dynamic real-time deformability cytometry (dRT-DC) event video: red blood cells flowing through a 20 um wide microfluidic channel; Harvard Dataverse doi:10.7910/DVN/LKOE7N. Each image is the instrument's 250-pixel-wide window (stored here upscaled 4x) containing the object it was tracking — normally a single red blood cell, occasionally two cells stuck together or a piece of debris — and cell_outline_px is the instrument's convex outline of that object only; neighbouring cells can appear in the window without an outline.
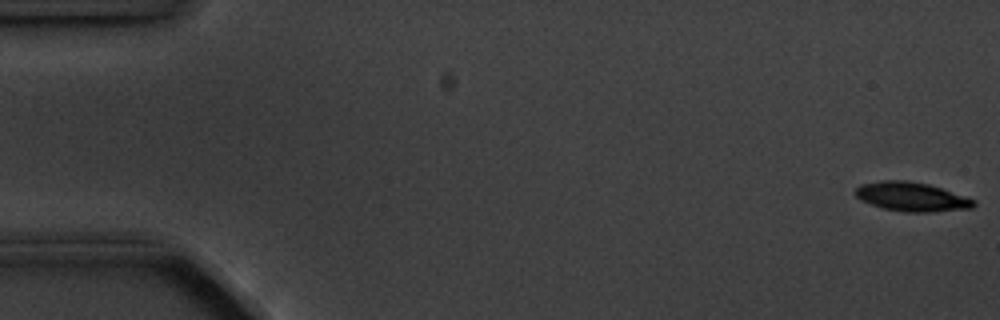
{"species": "common noctule bat (a hibernating species)", "species_latin": "Nyctalus noctula", "temperature_condition": "cold", "stored_images_in_passage": 5, "camera_frame_rate_fps": 3000, "um_per_image_px": 0.085, "animal": {"sex": "male", "body_mass_g": 20.1, "forearm_length_mm": 53.5}, "frame": {"image": 1, "passage_image": 1, "time_ms": 0.0, "image_size_px": [1000, 320], "cell_outline_px": [[976, 204], [972, 208], [928, 212], [904, 212], [884, 208], [860, 200], [852, 192], [860, 184], [880, 180], [908, 180], [928, 184], [976, 200]], "centroid_in_image_um": [77.44, 16.71], "position_along_channel_um": 7.6, "area_um2": 20.06}}
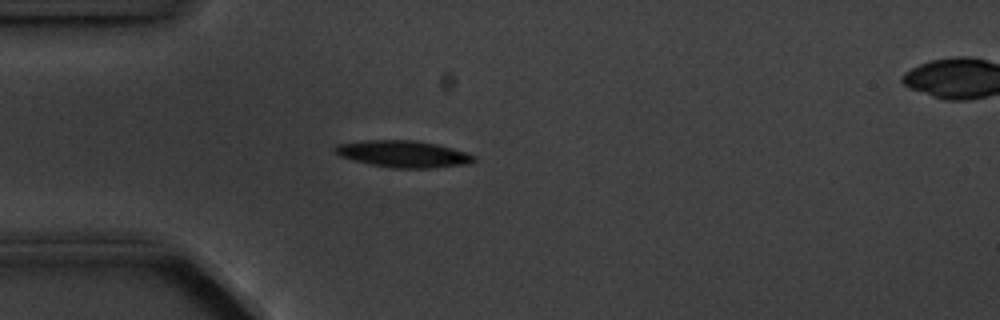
{"frame": {"image": 2, "passage_image": 5, "time_ms": 4.667, "image_size_px": [1000, 320], "cell_outline_px": [[476, 160], [468, 164], [432, 168], [392, 168], [372, 164], [340, 156], [332, 152], [332, 148], [336, 144], [364, 140], [412, 140], [436, 144], [468, 152], [476, 156]], "centroid_in_image_um": [34.28, 13.08], "position_along_channel_um": 50.7, "area_um2": 21.73}}